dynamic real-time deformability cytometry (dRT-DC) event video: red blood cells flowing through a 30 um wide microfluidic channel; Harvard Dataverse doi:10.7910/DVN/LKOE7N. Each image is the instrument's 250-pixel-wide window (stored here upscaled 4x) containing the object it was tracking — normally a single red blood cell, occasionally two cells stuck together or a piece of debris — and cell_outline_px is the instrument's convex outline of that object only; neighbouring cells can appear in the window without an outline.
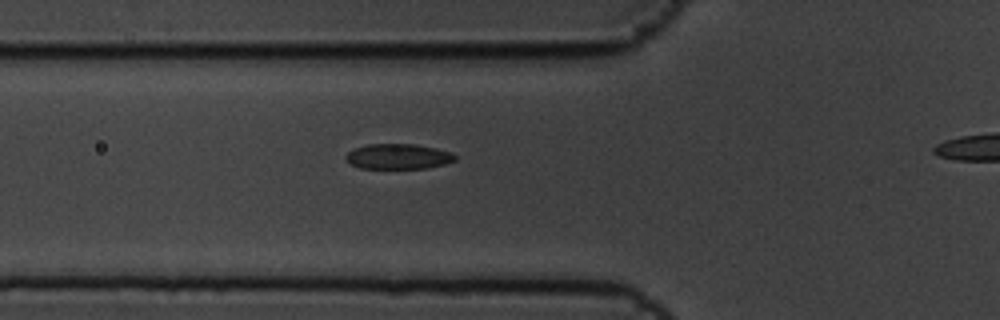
{"species": "common noctule bat (a hibernating species)", "species_latin": "Nyctalus noctula", "temperature_condition": "cold", "stored_images_in_passage": 4, "segment_of_instrument_passage": [1, 2], "camera_frame_rate_fps": 3000, "um_per_image_px": 0.085, "animal": {"sex": "male", "body_mass_g": 19.5, "forearm_length_mm": 54.6}, "frame": {"image": 1, "passage_image": 3, "time_ms": 0.667, "image_size_px": [1000, 320], "cell_outline_px": [[456, 160], [444, 164], [428, 168], [360, 168], [352, 164], [344, 156], [352, 148], [368, 144], [416, 144], [436, 148], [452, 152], [456, 156]], "centroid_in_image_um": [33.86, 13.29], "position_along_channel_um": 91.9, "area_um2": 16.13}}